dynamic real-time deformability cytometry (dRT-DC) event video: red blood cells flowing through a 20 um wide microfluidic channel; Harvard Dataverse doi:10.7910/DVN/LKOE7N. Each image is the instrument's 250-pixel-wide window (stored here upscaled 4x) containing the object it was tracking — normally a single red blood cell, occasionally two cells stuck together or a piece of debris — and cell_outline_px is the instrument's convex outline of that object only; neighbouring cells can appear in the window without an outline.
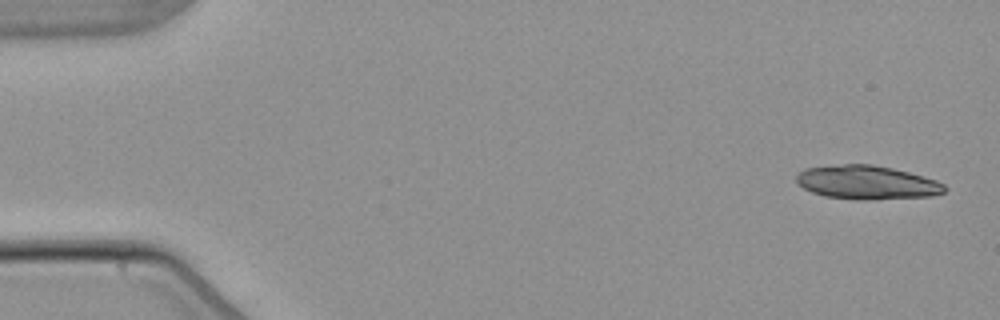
{"species": "common noctule bat (a hibernating species)", "species_latin": "Nyctalus noctula", "temperature_condition": "warm", "stored_images_in_passage": 6, "camera_frame_rate_fps": 3000, "um_per_image_px": 0.085, "animal": {"sex": "male", "body_mass_g": 21.5, "forearm_length_mm": 52.0}, "frame": {"image": 1, "passage_image": 1, "time_ms": 0.0, "image_size_px": [1000, 320], "cell_outline_px": [[948, 188], [944, 192], [932, 196], [876, 200], [856, 200], [824, 196], [812, 192], [804, 188], [796, 180], [796, 176], [804, 168], [844, 164], [872, 164], [892, 168], [924, 176], [936, 180], [944, 184]], "centroid_in_image_um": [73.72, 15.52], "position_along_channel_um": 11.3, "area_um2": 29.36}}